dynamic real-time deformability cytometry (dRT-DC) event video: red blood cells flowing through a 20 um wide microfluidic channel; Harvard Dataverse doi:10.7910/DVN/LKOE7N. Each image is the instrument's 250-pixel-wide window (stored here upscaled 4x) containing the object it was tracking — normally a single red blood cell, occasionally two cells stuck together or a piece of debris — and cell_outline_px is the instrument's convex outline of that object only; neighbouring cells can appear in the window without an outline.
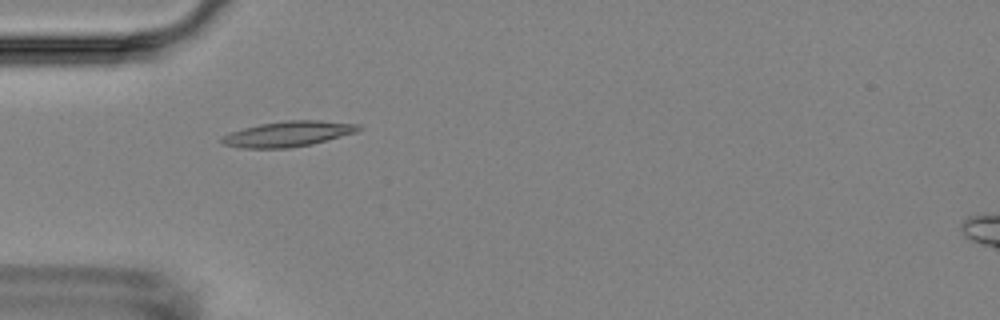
{"species": "Egyptian fruit bat (a non-hibernating species)", "species_latin": "Rousettus aegyptiacus", "temperature_condition": "room temperature", "stored_images_in_passage": 5, "camera_frame_rate_fps": 3000, "um_per_image_px": 0.085, "animal": {"sex": "female"}, "frame": {"image": 1, "passage_image": 5, "time_ms": 4.667, "image_size_px": [1000, 320], "cell_outline_px": [[360, 128], [356, 132], [312, 144], [288, 148], [240, 148], [224, 144], [220, 140], [220, 136], [244, 128], [260, 124], [288, 120], [320, 120], [360, 124]], "centroid_in_image_um": [24.47, 11.38], "position_along_channel_um": 60.5, "area_um2": 20.11}}